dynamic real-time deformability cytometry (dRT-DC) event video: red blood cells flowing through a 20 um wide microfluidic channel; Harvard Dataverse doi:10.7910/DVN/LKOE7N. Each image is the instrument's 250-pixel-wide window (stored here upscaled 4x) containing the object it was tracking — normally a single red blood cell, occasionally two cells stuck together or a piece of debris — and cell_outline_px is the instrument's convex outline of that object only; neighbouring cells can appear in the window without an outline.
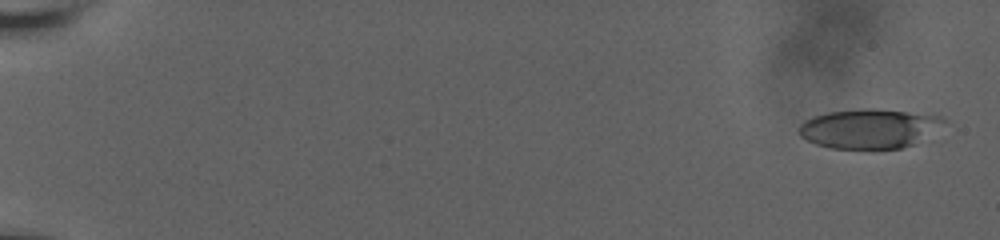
{"species": "human", "species_latin": "Homo sapiens", "temperature_condition": "room temperature", "stored_images_in_passage": 23, "camera_frame_rate_fps": 3000, "um_per_image_px": 0.085, "donor": {"sex": "male"}, "frame": {"image": 1, "passage_image": 1, "time_ms": 0.0, "image_size_px": [1000, 240], "cell_outline_px": [[944, 120], [912, 144], [900, 148], [828, 148], [816, 144], [800, 136], [800, 124], [804, 120], [812, 116], [828, 112], [864, 108], [872, 108], [908, 112], [940, 116]], "centroid_in_image_um": [73.73, 10.91], "position_along_channel_um": 11.3, "area_um2": 32.25}}
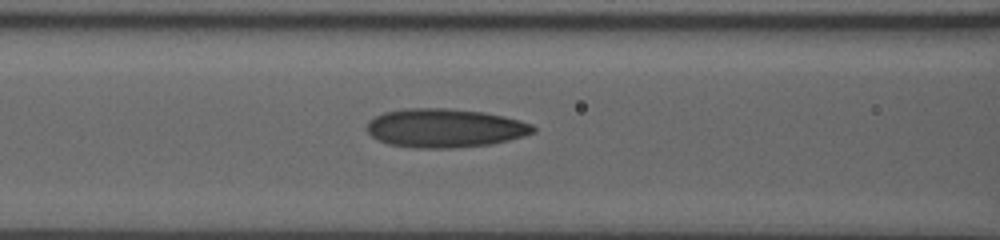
{"frame": {"image": 2, "passage_image": 20, "time_ms": 8.667, "image_size_px": [1000, 240], "cell_outline_px": [[536, 132], [524, 136], [508, 140], [488, 144], [452, 148], [420, 148], [388, 144], [372, 136], [368, 132], [368, 120], [384, 112], [404, 108], [448, 108], [484, 112], [504, 116], [520, 120], [532, 124], [536, 128]], "centroid_in_image_um": [37.83, 10.87], "position_along_channel_um": 128.8, "area_um2": 37.51}}
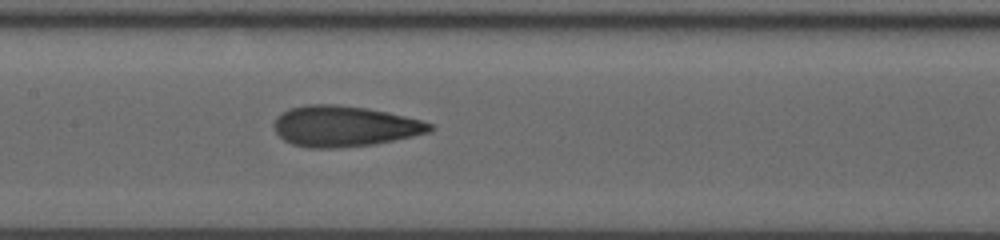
{"frame": {"image": 3, "passage_image": 23, "time_ms": 10.0, "image_size_px": [1000, 240], "cell_outline_px": [[436, 128], [432, 132], [372, 144], [328, 148], [308, 148], [292, 144], [284, 140], [276, 132], [272, 124], [276, 116], [280, 112], [288, 108], [308, 104], [336, 104], [368, 108], [388, 112], [420, 120], [432, 124]], "centroid_in_image_um": [29.23, 10.71], "position_along_channel_um": 178.2, "area_um2": 37.11}}